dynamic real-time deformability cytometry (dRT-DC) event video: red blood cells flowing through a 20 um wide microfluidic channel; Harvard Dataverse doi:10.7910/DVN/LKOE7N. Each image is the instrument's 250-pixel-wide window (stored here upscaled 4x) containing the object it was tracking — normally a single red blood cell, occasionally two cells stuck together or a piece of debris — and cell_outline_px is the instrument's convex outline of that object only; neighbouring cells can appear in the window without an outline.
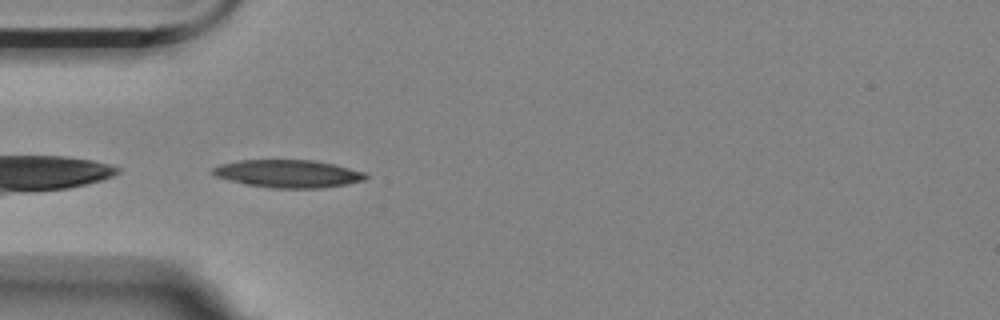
{"species": "Egyptian fruit bat (a non-hibernating species)", "species_latin": "Rousettus aegyptiacus", "temperature_condition": "room temperature", "stored_images_in_passage": 33, "camera_frame_rate_fps": 3000, "um_per_image_px": 0.085, "animal": {"sex": "female"}, "frame": {"image": 1, "passage_image": 1, "time_ms": 0.0, "image_size_px": [1000, 320], "cell_outline_px": [[368, 176], [364, 180], [344, 184], [320, 188], [272, 188], [244, 184], [212, 176], [208, 172], [212, 168], [220, 164], [236, 160], [316, 160], [336, 164], [364, 172]], "centroid_in_image_um": [24.41, 14.75], "position_along_channel_um": 60.6, "area_um2": 25.03}}